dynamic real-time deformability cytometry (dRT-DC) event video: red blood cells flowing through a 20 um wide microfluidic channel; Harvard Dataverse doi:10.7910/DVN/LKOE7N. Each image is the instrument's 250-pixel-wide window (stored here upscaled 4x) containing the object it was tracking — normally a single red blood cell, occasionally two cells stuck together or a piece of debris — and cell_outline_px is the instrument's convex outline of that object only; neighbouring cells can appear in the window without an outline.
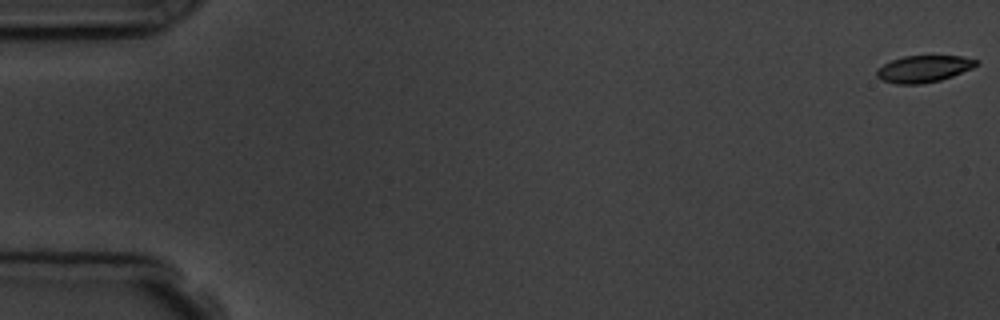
{"species": "common noctule bat (a hibernating species)", "species_latin": "Nyctalus noctula", "temperature_condition": "room temperature", "stored_images_in_passage": 9, "camera_frame_rate_fps": 3000, "um_per_image_px": 0.085, "animal": {"sex": "male", "body_mass_g": 19.5, "forearm_length_mm": 54.6}, "frame": {"image": 1, "passage_image": 1, "time_ms": 0.0, "image_size_px": [1000, 320], "cell_outline_px": [[980, 64], [972, 68], [952, 76], [940, 80], [920, 84], [896, 84], [880, 80], [876, 76], [876, 72], [884, 64], [892, 60], [904, 56], [960, 56], [980, 60]], "centroid_in_image_um": [78.53, 5.85], "position_along_channel_um": 6.5, "area_um2": 15.55}}
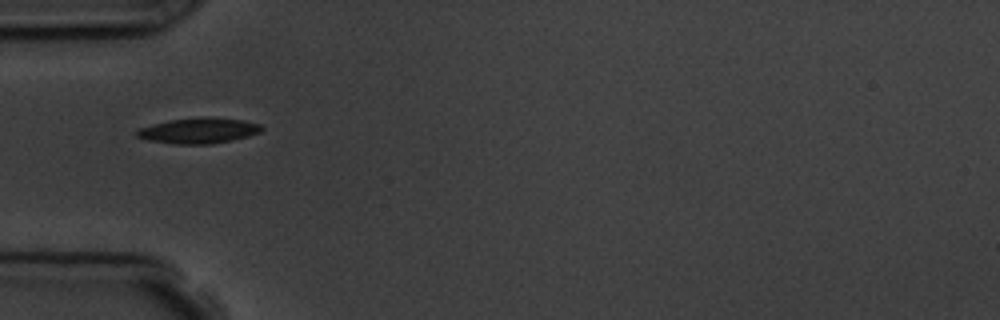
{"frame": {"image": 2, "passage_image": 6, "time_ms": 5.667, "image_size_px": [1000, 320], "cell_outline_px": [[264, 128], [260, 132], [248, 136], [212, 144], [172, 144], [148, 140], [136, 136], [136, 128], [168, 120], [200, 116], [208, 116], [244, 120], [260, 124]], "centroid_in_image_um": [16.86, 11.09], "position_along_channel_um": 68.1, "area_um2": 18.9}}